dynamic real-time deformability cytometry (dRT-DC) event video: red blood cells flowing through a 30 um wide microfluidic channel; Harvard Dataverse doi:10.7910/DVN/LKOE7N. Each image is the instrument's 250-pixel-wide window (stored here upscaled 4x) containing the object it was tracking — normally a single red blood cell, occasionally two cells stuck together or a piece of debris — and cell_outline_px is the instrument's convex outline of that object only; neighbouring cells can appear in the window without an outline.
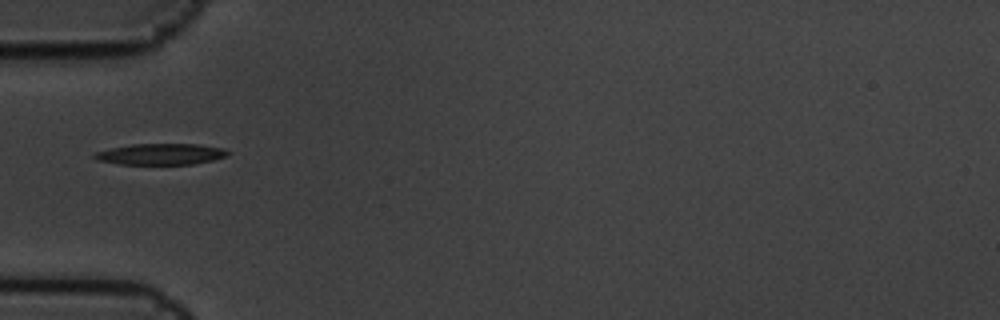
{"species": "common noctule bat (a hibernating species)", "species_latin": "Nyctalus noctula", "temperature_condition": "cold", "stored_images_in_passage": 3, "camera_frame_rate_fps": 3000, "um_per_image_px": 0.085, "animal": {"sex": "male", "body_mass_g": 19.5, "forearm_length_mm": 54.6}, "frame": {"image": 1, "passage_image": 1, "time_ms": 0.0, "image_size_px": [1000, 320], "cell_outline_px": [[232, 152], [228, 156], [196, 164], [120, 164], [100, 160], [92, 156], [96, 152], [112, 148], [132, 144], [200, 144], [224, 148]], "centroid_in_image_um": [13.77, 13.1], "position_along_channel_um": 71.2, "area_um2": 16.42}}
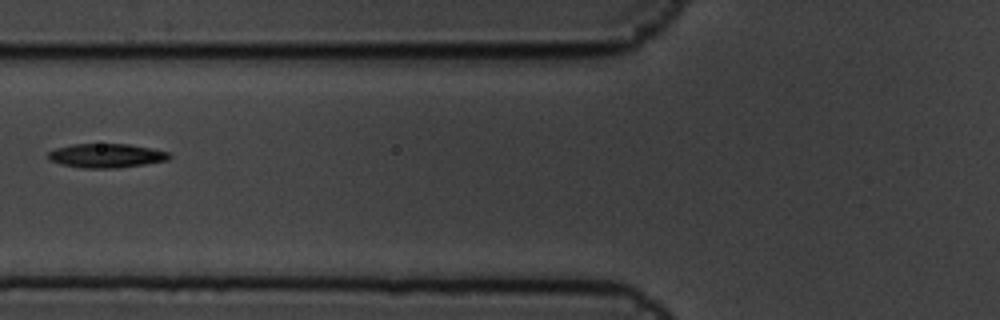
{"frame": {"image": 2, "passage_image": 2, "time_ms": 0.333, "image_size_px": [1000, 320], "cell_outline_px": [[172, 156], [168, 160], [144, 164], [116, 168], [80, 168], [60, 164], [48, 160], [48, 152], [56, 148], [72, 144], [128, 144], [168, 152]], "centroid_in_image_um": [8.99, 13.24], "position_along_channel_um": 116.8, "area_um2": 16.94}}
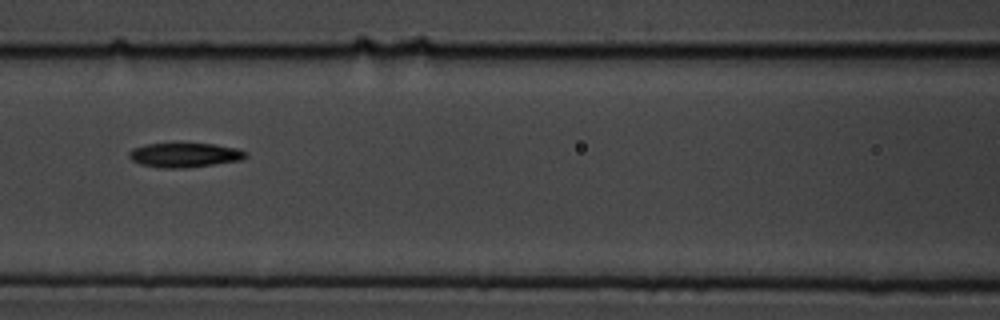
{"frame": {"image": 3, "passage_image": 3, "time_ms": 0.667, "image_size_px": [1000, 320], "cell_outline_px": [[248, 156], [240, 160], [184, 168], [160, 168], [140, 164], [132, 160], [128, 156], [128, 152], [132, 148], [144, 144], [212, 144], [236, 148], [248, 152]], "centroid_in_image_um": [15.66, 13.18], "position_along_channel_um": 150.9, "area_um2": 16.47}}